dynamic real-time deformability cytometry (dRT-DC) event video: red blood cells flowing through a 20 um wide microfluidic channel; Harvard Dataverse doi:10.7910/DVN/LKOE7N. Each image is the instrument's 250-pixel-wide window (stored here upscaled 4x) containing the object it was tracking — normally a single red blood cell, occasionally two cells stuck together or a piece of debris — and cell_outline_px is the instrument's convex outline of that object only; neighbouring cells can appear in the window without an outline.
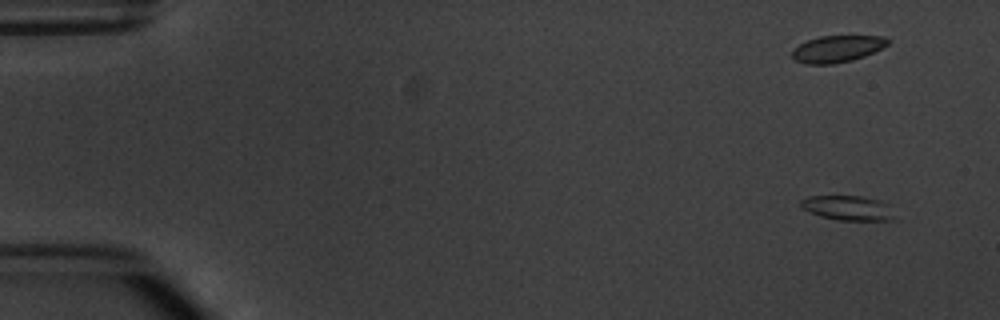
{"species": "common noctule bat (a hibernating species)", "species_latin": "Nyctalus noctula", "temperature_condition": "warm", "stored_images_in_passage": 8, "camera_frame_rate_fps": 3000, "um_per_image_px": 0.085, "animal": {"sex": "male", "body_mass_g": 20.1, "forearm_length_mm": 53.5}, "frame": {"image": 1, "passage_image": 2, "time_ms": 1.333, "image_size_px": [1000, 320], "cell_outline_px": [[892, 220], [836, 220], [820, 216], [808, 212], [800, 208], [800, 200], [808, 196], [864, 196], [880, 200], [884, 204], [892, 216]], "centroid_in_image_um": [71.93, 17.67], "position_along_channel_um": 13.1, "area_um2": 13.29}}